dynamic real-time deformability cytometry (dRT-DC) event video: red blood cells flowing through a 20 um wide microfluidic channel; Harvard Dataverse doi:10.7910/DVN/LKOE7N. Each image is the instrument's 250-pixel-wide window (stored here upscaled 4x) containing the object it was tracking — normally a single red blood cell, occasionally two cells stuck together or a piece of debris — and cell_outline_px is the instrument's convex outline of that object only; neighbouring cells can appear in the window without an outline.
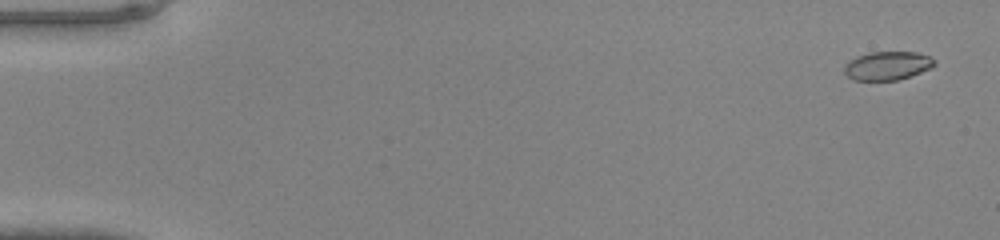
{"species": "common noctule bat (a hibernating species)", "species_latin": "Nyctalus noctula", "temperature_condition": "warm", "stored_images_in_passage": 48, "camera_frame_rate_fps": 3000, "um_per_image_px": 0.085, "animal": {"sex": "male", "body_mass_g": 20.0, "forearm_length_mm": 53.3}, "frame": {"image": 1, "passage_image": 2, "time_ms": 0.333, "image_size_px": [1000, 240], "cell_outline_px": [[936, 64], [932, 68], [896, 80], [852, 80], [844, 72], [844, 64], [848, 60], [856, 56], [868, 52], [916, 52], [928, 56], [936, 60]], "centroid_in_image_um": [75.4, 5.57], "position_along_channel_um": 9.6, "area_um2": 15.09}}
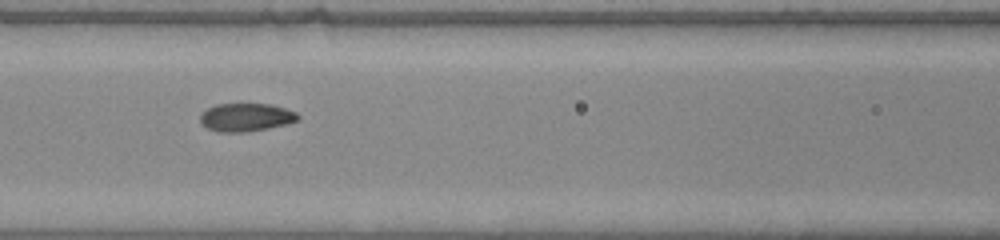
{"frame": {"image": 2, "passage_image": 22, "time_ms": 7.0, "image_size_px": [1000, 240], "cell_outline_px": [[300, 120], [288, 124], [248, 132], [216, 132], [200, 124], [200, 116], [208, 108], [216, 104], [268, 104], [284, 108], [296, 112], [300, 116]], "centroid_in_image_um": [20.92, 9.98], "position_along_channel_um": 145.7, "area_um2": 16.13}}
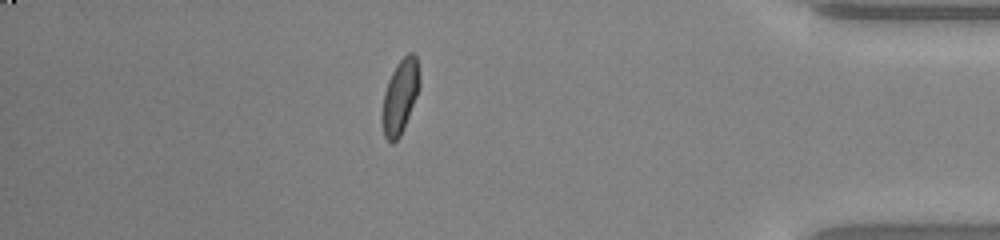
{"frame": {"image": 3, "passage_image": 42, "time_ms": 13.667, "image_size_px": [1000, 240], "cell_outline_px": [[420, 88], [404, 128], [400, 136], [392, 144], [384, 136], [380, 120], [380, 116], [384, 92], [388, 80], [396, 64], [408, 52], [412, 52], [416, 56], [420, 80]], "centroid_in_image_um": [33.98, 8.23], "position_along_channel_um": 401.2, "area_um2": 16.47}}